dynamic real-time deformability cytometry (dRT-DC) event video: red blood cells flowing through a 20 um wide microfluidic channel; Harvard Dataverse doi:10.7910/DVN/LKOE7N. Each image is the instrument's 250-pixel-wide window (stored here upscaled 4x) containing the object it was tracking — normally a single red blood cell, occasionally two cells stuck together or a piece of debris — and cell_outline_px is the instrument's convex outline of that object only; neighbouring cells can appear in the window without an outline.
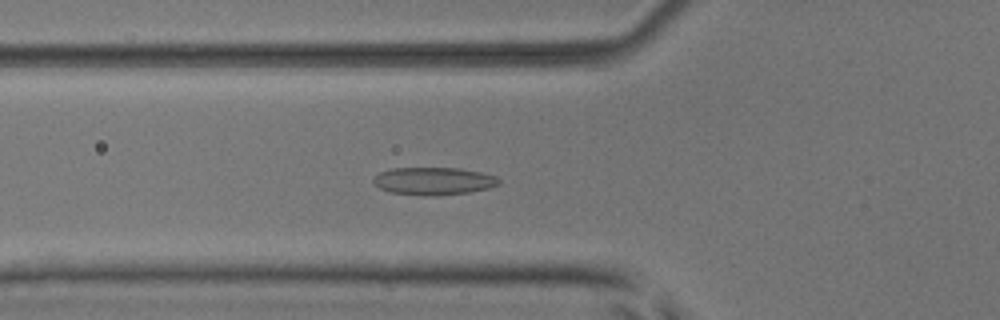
{"species": "common noctule bat (a hibernating species)", "species_latin": "Nyctalus noctula", "temperature_condition": "room temperature", "stored_images_in_passage": 51, "camera_frame_rate_fps": 3000, "um_per_image_px": 0.085, "animal": {"sex": "male", "body_mass_g": 17.9, "forearm_length_mm": 54.2}, "frame": {"image": 1, "passage_image": 18, "time_ms": 5.667, "image_size_px": [1000, 320], "cell_outline_px": [[500, 184], [488, 188], [472, 192], [388, 192], [380, 188], [372, 180], [380, 172], [392, 168], [460, 168], [480, 172], [496, 176], [500, 180]], "centroid_in_image_um": [36.9, 15.32], "position_along_channel_um": 88.9, "area_um2": 18.96}}
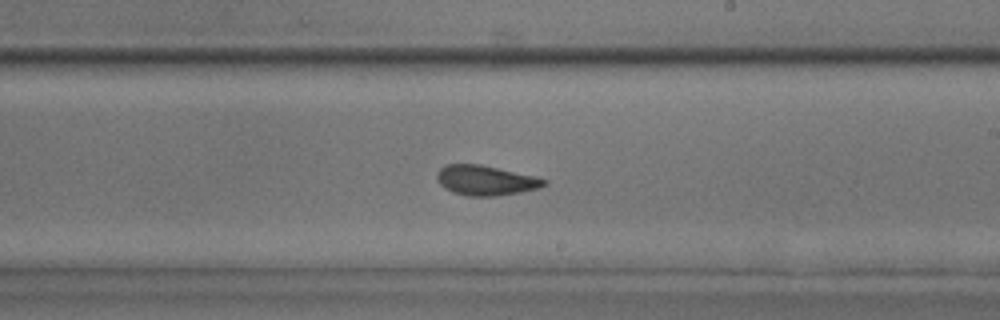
{"frame": {"image": 2, "passage_image": 30, "time_ms": 9.667, "image_size_px": [1000, 320], "cell_outline_px": [[548, 184], [540, 188], [520, 192], [496, 196], [468, 196], [452, 192], [444, 188], [436, 180], [436, 172], [444, 164], [480, 164], [536, 176], [548, 180]], "centroid_in_image_um": [41.28, 15.33], "position_along_channel_um": 247.7, "area_um2": 18.96}}
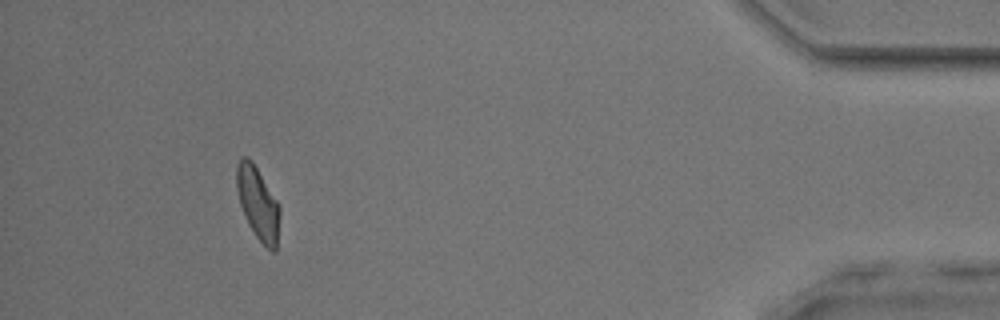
{"frame": {"image": 3, "passage_image": 47, "time_ms": 15.333, "image_size_px": [1000, 320], "cell_outline_px": [[280, 216], [276, 252], [272, 252], [256, 236], [248, 224], [244, 216], [240, 204], [236, 188], [236, 164], [244, 156], [248, 156], [252, 160], [280, 204]], "centroid_in_image_um": [21.93, 17.26], "position_along_channel_um": 413.3, "area_um2": 18.5}, "authors_computed_cell_mechanics": {"area_um2": 19.0162, "velocity_mm_per_s": 3.9808, "shape_relaxation_time_tau1_ms": 5.6834, "shape_relaxation_time_tau2_ms": 2.1692, "deformation_change_tau1": 0.1569, "deformation_change_tau2": 0.0935}}